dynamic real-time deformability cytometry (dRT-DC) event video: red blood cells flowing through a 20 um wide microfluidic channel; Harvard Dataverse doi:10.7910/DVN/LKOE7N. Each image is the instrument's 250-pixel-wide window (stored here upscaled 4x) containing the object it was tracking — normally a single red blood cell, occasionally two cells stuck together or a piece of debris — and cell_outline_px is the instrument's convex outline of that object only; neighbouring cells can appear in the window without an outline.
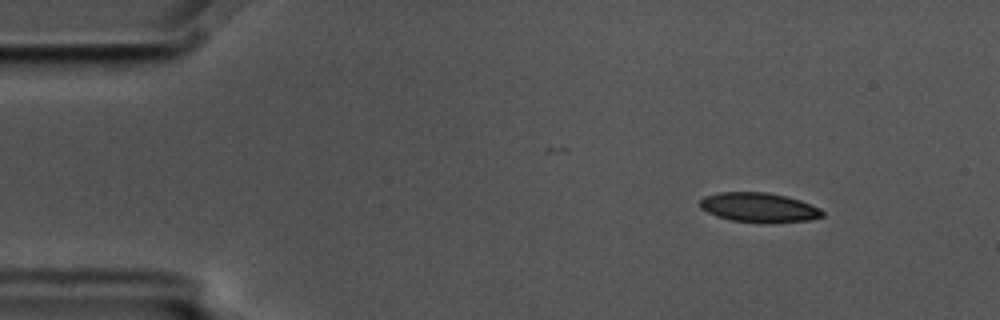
{"species": "common noctule bat (a hibernating species)", "species_latin": "Nyctalus noctula", "temperature_condition": "cold", "stored_images_in_passage": 10, "camera_frame_rate_fps": 3000, "um_per_image_px": 0.085, "animal": {"sex": "male", "body_mass_g": 17.5, "forearm_length_mm": 52.3}, "frame": {"image": 1, "passage_image": 1, "time_ms": 0.0, "image_size_px": [1000, 320], "cell_outline_px": [[824, 216], [808, 220], [732, 220], [716, 216], [700, 208], [700, 200], [704, 196], [720, 192], [768, 192], [788, 196], [800, 200], [820, 208], [824, 212]], "centroid_in_image_um": [64.48, 17.57], "position_along_channel_um": 20.5, "area_um2": 20.23}}
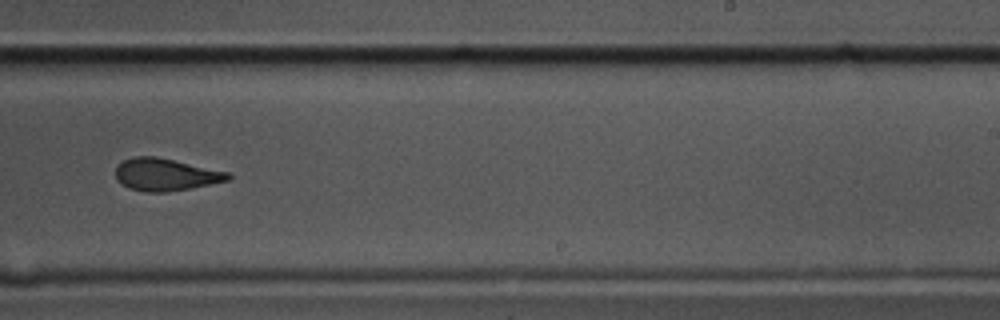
{"frame": {"image": 2, "passage_image": 9, "time_ms": 2.667, "image_size_px": [1000, 320], "cell_outline_px": [[232, 176], [228, 180], [188, 188], [164, 192], [148, 192], [128, 188], [116, 180], [116, 168], [124, 160], [136, 156], [156, 156], [228, 172]], "centroid_in_image_um": [14.04, 14.83], "position_along_channel_um": 275.0, "area_um2": 20.81}}
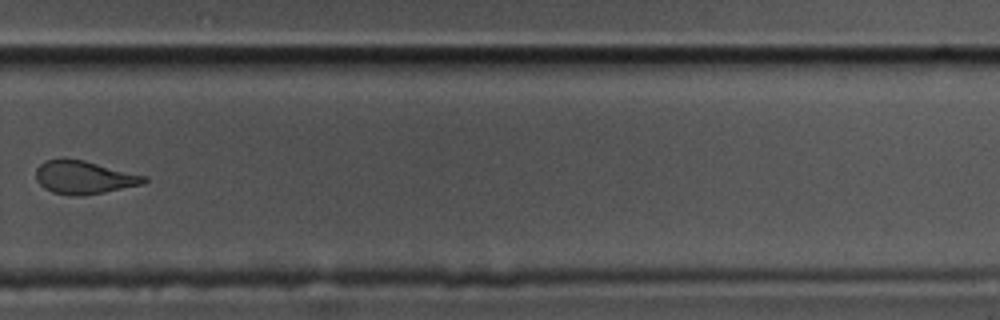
{"frame": {"image": 3, "passage_image": 10, "time_ms": 3.0, "image_size_px": [1000, 320], "cell_outline_px": [[148, 180], [144, 184], [104, 192], [80, 196], [72, 196], [52, 192], [44, 188], [36, 180], [36, 168], [44, 160], [84, 160], [148, 176]], "centroid_in_image_um": [7.17, 15.09], "position_along_channel_um": 322.6, "area_um2": 20.81}}